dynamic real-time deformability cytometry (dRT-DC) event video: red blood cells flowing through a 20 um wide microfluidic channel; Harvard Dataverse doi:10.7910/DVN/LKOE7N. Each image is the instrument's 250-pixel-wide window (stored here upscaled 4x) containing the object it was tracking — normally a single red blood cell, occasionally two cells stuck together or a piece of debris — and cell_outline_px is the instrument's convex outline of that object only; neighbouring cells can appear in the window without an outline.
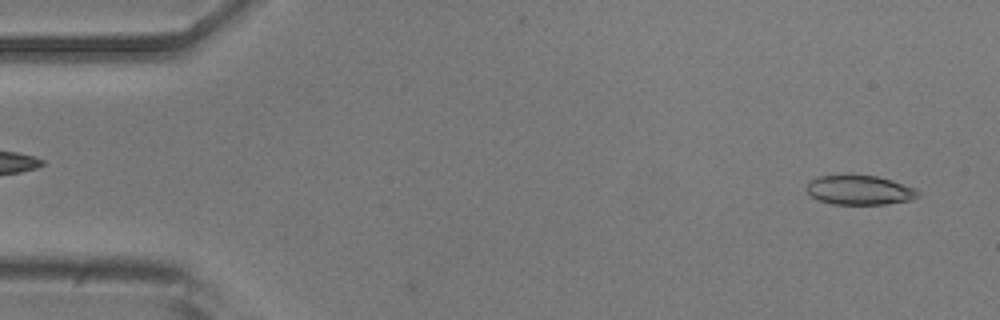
{"species": "common noctule bat (a hibernating species)", "species_latin": "Nyctalus noctula", "temperature_condition": "room temperature", "stored_images_in_passage": 41, "camera_frame_rate_fps": 3000, "um_per_image_px": 0.085, "animal": {"sex": "male", "body_mass_g": 20.5, "forearm_length_mm": 52.5}, "frame": {"image": 1, "passage_image": 2, "time_ms": 0.333, "image_size_px": [1000, 320], "cell_outline_px": [[920, 196], [912, 200], [884, 204], [832, 204], [820, 200], [812, 196], [804, 188], [812, 180], [820, 176], [876, 176], [892, 180], [916, 188], [920, 192]], "centroid_in_image_um": [73.12, 16.17], "position_along_channel_um": 11.9, "area_um2": 18.9}}
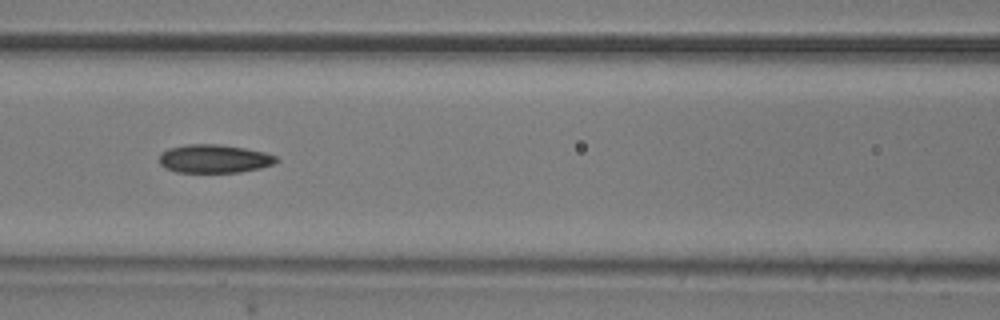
{"frame": {"image": 2, "passage_image": 22, "time_ms": 7.0, "image_size_px": [1000, 320], "cell_outline_px": [[280, 160], [272, 164], [260, 168], [240, 172], [176, 172], [164, 168], [160, 164], [160, 156], [168, 148], [188, 144], [216, 144], [244, 148], [264, 152], [276, 156]], "centroid_in_image_um": [18.21, 13.49], "position_along_channel_um": 148.4, "area_um2": 19.25}}
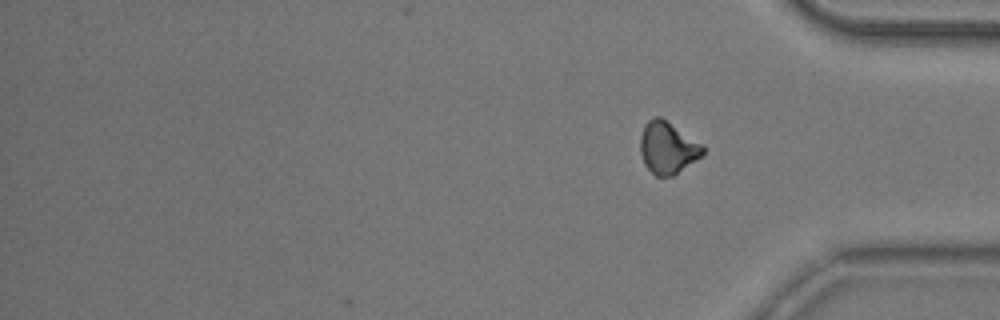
{"frame": {"image": 3, "passage_image": 41, "time_ms": 13.333, "image_size_px": [1000, 320], "cell_outline_px": [[704, 152], [700, 156], [672, 176], [656, 176], [644, 164], [640, 152], [640, 136], [644, 124], [652, 116], [660, 116], [704, 144]], "centroid_in_image_um": [56.73, 12.52], "position_along_channel_um": 378.5, "area_um2": 18.96}, "authors_computed_cell_mechanics": {"area_um2": 19.4208, "velocity_mm_per_s": 3.7471, "shape_relaxation_time_tau1_ms": 5.2478, "shape_relaxation_time_tau2_ms": 3.9318, "deformation_change_tau1": 0.152, "deformation_change_tau2": 0.1153}}